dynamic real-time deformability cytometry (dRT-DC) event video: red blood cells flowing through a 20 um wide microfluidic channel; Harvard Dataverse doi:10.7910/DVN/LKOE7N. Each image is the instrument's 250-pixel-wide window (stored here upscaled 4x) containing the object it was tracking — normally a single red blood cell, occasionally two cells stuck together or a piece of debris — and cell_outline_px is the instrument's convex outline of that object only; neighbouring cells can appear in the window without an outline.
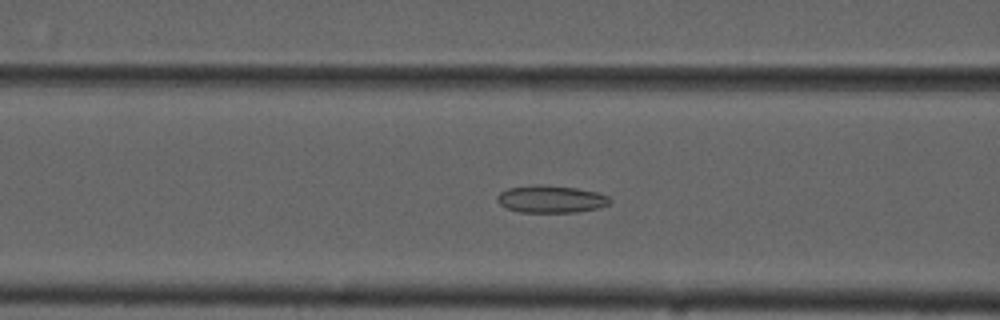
{"species": "common noctule bat (a hibernating species)", "species_latin": "Nyctalus noctula", "temperature_condition": "cold", "stored_images_in_passage": 55, "camera_frame_rate_fps": 3000, "um_per_image_px": 0.085, "animal": {"sex": "male", "forearm_length_mm": 52.5}, "frame": {"image": 1, "passage_image": 22, "time_ms": 7.0, "image_size_px": [1000, 320], "cell_outline_px": [[612, 200], [608, 204], [600, 208], [580, 212], [520, 212], [508, 208], [500, 204], [496, 200], [496, 196], [500, 192], [508, 188], [532, 184], [540, 184], [576, 188], [596, 192], [608, 196]], "centroid_in_image_um": [46.83, 16.92], "position_along_channel_um": 119.8, "area_um2": 18.09}}
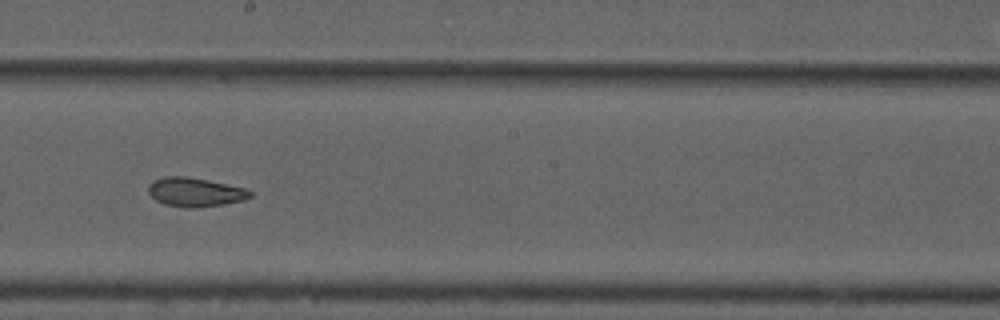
{"frame": {"image": 2, "passage_image": 31, "time_ms": 10.0, "image_size_px": [1000, 320], "cell_outline_px": [[252, 196], [244, 200], [224, 204], [196, 208], [184, 208], [164, 204], [156, 200], [148, 192], [148, 184], [152, 180], [164, 176], [184, 176], [208, 180], [244, 188], [252, 192]], "centroid_in_image_um": [16.55, 16.33], "position_along_channel_um": 231.6, "area_um2": 17.28}}
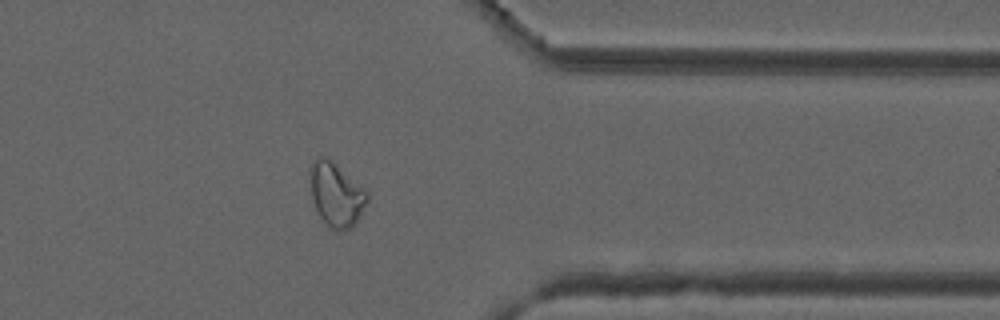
{"frame": {"image": 3, "passage_image": 44, "time_ms": 14.333, "image_size_px": [1000, 320], "cell_outline_px": [[368, 200], [352, 228], [336, 232], [320, 216], [316, 208], [312, 196], [308, 168], [312, 160], [320, 156], [328, 160], [364, 188], [368, 192]], "centroid_in_image_um": [28.55, 16.55], "position_along_channel_um": 382.8, "area_um2": 20.69}, "authors_computed_cell_mechanics": {"area_um2": 20.5768, "velocity_mm_per_s": 3.7303, "shape_relaxation_time_tau1_ms": null, "shape_relaxation_time_tau2_ms": 2.5299, "deformation_change_tau1": null, "deformation_change_tau2": 0.0785}}